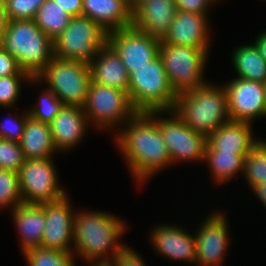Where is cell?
I'll use <instances>...</instances> for the list:
<instances>
[{"label": "cell", "mask_w": 266, "mask_h": 266, "mask_svg": "<svg viewBox=\"0 0 266 266\" xmlns=\"http://www.w3.org/2000/svg\"><path fill=\"white\" fill-rule=\"evenodd\" d=\"M107 34L89 17H72L65 30L53 40V56L90 64L107 43Z\"/></svg>", "instance_id": "9"}, {"label": "cell", "mask_w": 266, "mask_h": 266, "mask_svg": "<svg viewBox=\"0 0 266 266\" xmlns=\"http://www.w3.org/2000/svg\"><path fill=\"white\" fill-rule=\"evenodd\" d=\"M209 49L171 45L160 41L159 56L172 90L176 95L193 90L208 81L204 71Z\"/></svg>", "instance_id": "7"}, {"label": "cell", "mask_w": 266, "mask_h": 266, "mask_svg": "<svg viewBox=\"0 0 266 266\" xmlns=\"http://www.w3.org/2000/svg\"><path fill=\"white\" fill-rule=\"evenodd\" d=\"M33 78L29 74H16L0 77V108L12 109L20 100L22 82L29 83ZM19 98V99H18Z\"/></svg>", "instance_id": "32"}, {"label": "cell", "mask_w": 266, "mask_h": 266, "mask_svg": "<svg viewBox=\"0 0 266 266\" xmlns=\"http://www.w3.org/2000/svg\"><path fill=\"white\" fill-rule=\"evenodd\" d=\"M143 0H129L132 9H134Z\"/></svg>", "instance_id": "43"}, {"label": "cell", "mask_w": 266, "mask_h": 266, "mask_svg": "<svg viewBox=\"0 0 266 266\" xmlns=\"http://www.w3.org/2000/svg\"><path fill=\"white\" fill-rule=\"evenodd\" d=\"M5 5V0H0V7H4Z\"/></svg>", "instance_id": "44"}, {"label": "cell", "mask_w": 266, "mask_h": 266, "mask_svg": "<svg viewBox=\"0 0 266 266\" xmlns=\"http://www.w3.org/2000/svg\"><path fill=\"white\" fill-rule=\"evenodd\" d=\"M176 11L175 0H143L133 9L132 26L162 40L169 31Z\"/></svg>", "instance_id": "19"}, {"label": "cell", "mask_w": 266, "mask_h": 266, "mask_svg": "<svg viewBox=\"0 0 266 266\" xmlns=\"http://www.w3.org/2000/svg\"><path fill=\"white\" fill-rule=\"evenodd\" d=\"M89 125L96 131H118L137 111L133 108L128 93L123 90L91 81L87 101L83 107ZM118 127V128H117Z\"/></svg>", "instance_id": "8"}, {"label": "cell", "mask_w": 266, "mask_h": 266, "mask_svg": "<svg viewBox=\"0 0 266 266\" xmlns=\"http://www.w3.org/2000/svg\"><path fill=\"white\" fill-rule=\"evenodd\" d=\"M12 212V222L20 236L21 253L40 247L45 227L44 209L40 204L21 203Z\"/></svg>", "instance_id": "23"}, {"label": "cell", "mask_w": 266, "mask_h": 266, "mask_svg": "<svg viewBox=\"0 0 266 266\" xmlns=\"http://www.w3.org/2000/svg\"><path fill=\"white\" fill-rule=\"evenodd\" d=\"M160 41L133 26L107 34V43L119 55L129 75L159 55Z\"/></svg>", "instance_id": "13"}, {"label": "cell", "mask_w": 266, "mask_h": 266, "mask_svg": "<svg viewBox=\"0 0 266 266\" xmlns=\"http://www.w3.org/2000/svg\"><path fill=\"white\" fill-rule=\"evenodd\" d=\"M91 81L128 93L129 74L115 50L106 43L89 64Z\"/></svg>", "instance_id": "22"}, {"label": "cell", "mask_w": 266, "mask_h": 266, "mask_svg": "<svg viewBox=\"0 0 266 266\" xmlns=\"http://www.w3.org/2000/svg\"><path fill=\"white\" fill-rule=\"evenodd\" d=\"M16 74H28L22 70L18 61L0 46V77Z\"/></svg>", "instance_id": "38"}, {"label": "cell", "mask_w": 266, "mask_h": 266, "mask_svg": "<svg viewBox=\"0 0 266 266\" xmlns=\"http://www.w3.org/2000/svg\"><path fill=\"white\" fill-rule=\"evenodd\" d=\"M70 200L67 194L57 201L40 204L45 215L40 247L73 254L75 212Z\"/></svg>", "instance_id": "15"}, {"label": "cell", "mask_w": 266, "mask_h": 266, "mask_svg": "<svg viewBox=\"0 0 266 266\" xmlns=\"http://www.w3.org/2000/svg\"><path fill=\"white\" fill-rule=\"evenodd\" d=\"M173 110L188 127L206 137L230 121L228 98L223 84L216 86L207 82L177 95Z\"/></svg>", "instance_id": "3"}, {"label": "cell", "mask_w": 266, "mask_h": 266, "mask_svg": "<svg viewBox=\"0 0 266 266\" xmlns=\"http://www.w3.org/2000/svg\"><path fill=\"white\" fill-rule=\"evenodd\" d=\"M39 97L36 106L27 107L28 113L32 118L50 124L65 104L47 88L43 89Z\"/></svg>", "instance_id": "31"}, {"label": "cell", "mask_w": 266, "mask_h": 266, "mask_svg": "<svg viewBox=\"0 0 266 266\" xmlns=\"http://www.w3.org/2000/svg\"><path fill=\"white\" fill-rule=\"evenodd\" d=\"M49 125L52 140L58 153L69 152L76 148L80 142L84 141L85 134L91 127L88 126L89 122L84 109L71 105H64Z\"/></svg>", "instance_id": "18"}, {"label": "cell", "mask_w": 266, "mask_h": 266, "mask_svg": "<svg viewBox=\"0 0 266 266\" xmlns=\"http://www.w3.org/2000/svg\"><path fill=\"white\" fill-rule=\"evenodd\" d=\"M225 211L208 212L199 229L195 231L197 266H223L228 253L230 234ZM210 213V214H209ZM223 264V265H222Z\"/></svg>", "instance_id": "12"}, {"label": "cell", "mask_w": 266, "mask_h": 266, "mask_svg": "<svg viewBox=\"0 0 266 266\" xmlns=\"http://www.w3.org/2000/svg\"><path fill=\"white\" fill-rule=\"evenodd\" d=\"M7 16L5 14V9L4 7H0V39L1 36L3 35L6 25H7Z\"/></svg>", "instance_id": "42"}, {"label": "cell", "mask_w": 266, "mask_h": 266, "mask_svg": "<svg viewBox=\"0 0 266 266\" xmlns=\"http://www.w3.org/2000/svg\"><path fill=\"white\" fill-rule=\"evenodd\" d=\"M158 125L171 156L172 165L181 161H204L207 137L188 127L174 110L158 111Z\"/></svg>", "instance_id": "11"}, {"label": "cell", "mask_w": 266, "mask_h": 266, "mask_svg": "<svg viewBox=\"0 0 266 266\" xmlns=\"http://www.w3.org/2000/svg\"><path fill=\"white\" fill-rule=\"evenodd\" d=\"M25 160L18 142L0 138V169L18 173Z\"/></svg>", "instance_id": "33"}, {"label": "cell", "mask_w": 266, "mask_h": 266, "mask_svg": "<svg viewBox=\"0 0 266 266\" xmlns=\"http://www.w3.org/2000/svg\"><path fill=\"white\" fill-rule=\"evenodd\" d=\"M27 266H76L75 257L70 252L47 249L43 247L30 248L23 252Z\"/></svg>", "instance_id": "29"}, {"label": "cell", "mask_w": 266, "mask_h": 266, "mask_svg": "<svg viewBox=\"0 0 266 266\" xmlns=\"http://www.w3.org/2000/svg\"><path fill=\"white\" fill-rule=\"evenodd\" d=\"M86 210H75L73 255L86 265H106L125 244L120 238L128 229L127 221L105 211Z\"/></svg>", "instance_id": "2"}, {"label": "cell", "mask_w": 266, "mask_h": 266, "mask_svg": "<svg viewBox=\"0 0 266 266\" xmlns=\"http://www.w3.org/2000/svg\"><path fill=\"white\" fill-rule=\"evenodd\" d=\"M3 121H0V138L5 140H11L14 142H20L24 132L26 119L29 116L28 110L23 111L22 114H13Z\"/></svg>", "instance_id": "35"}, {"label": "cell", "mask_w": 266, "mask_h": 266, "mask_svg": "<svg viewBox=\"0 0 266 266\" xmlns=\"http://www.w3.org/2000/svg\"><path fill=\"white\" fill-rule=\"evenodd\" d=\"M23 203L20 189L18 173L0 169V210L9 208L13 210L16 206Z\"/></svg>", "instance_id": "30"}, {"label": "cell", "mask_w": 266, "mask_h": 266, "mask_svg": "<svg viewBox=\"0 0 266 266\" xmlns=\"http://www.w3.org/2000/svg\"><path fill=\"white\" fill-rule=\"evenodd\" d=\"M253 42L260 55L266 60V30L257 35Z\"/></svg>", "instance_id": "40"}, {"label": "cell", "mask_w": 266, "mask_h": 266, "mask_svg": "<svg viewBox=\"0 0 266 266\" xmlns=\"http://www.w3.org/2000/svg\"><path fill=\"white\" fill-rule=\"evenodd\" d=\"M19 144L25 159H49L53 158L55 153L58 154L52 140L50 125L30 115L26 119Z\"/></svg>", "instance_id": "24"}, {"label": "cell", "mask_w": 266, "mask_h": 266, "mask_svg": "<svg viewBox=\"0 0 266 266\" xmlns=\"http://www.w3.org/2000/svg\"><path fill=\"white\" fill-rule=\"evenodd\" d=\"M155 227V228H154ZM148 236L151 246L157 254L168 260L196 263L195 234L176 224H159L153 226Z\"/></svg>", "instance_id": "16"}, {"label": "cell", "mask_w": 266, "mask_h": 266, "mask_svg": "<svg viewBox=\"0 0 266 266\" xmlns=\"http://www.w3.org/2000/svg\"><path fill=\"white\" fill-rule=\"evenodd\" d=\"M46 0H5V14L7 20L34 19L38 8Z\"/></svg>", "instance_id": "34"}, {"label": "cell", "mask_w": 266, "mask_h": 266, "mask_svg": "<svg viewBox=\"0 0 266 266\" xmlns=\"http://www.w3.org/2000/svg\"><path fill=\"white\" fill-rule=\"evenodd\" d=\"M253 124L228 121L219 126L207 137L206 151H221L248 155L253 146L260 140L255 137Z\"/></svg>", "instance_id": "20"}, {"label": "cell", "mask_w": 266, "mask_h": 266, "mask_svg": "<svg viewBox=\"0 0 266 266\" xmlns=\"http://www.w3.org/2000/svg\"><path fill=\"white\" fill-rule=\"evenodd\" d=\"M253 194L258 198L263 206L266 208V182L262 184L255 185L252 188Z\"/></svg>", "instance_id": "41"}, {"label": "cell", "mask_w": 266, "mask_h": 266, "mask_svg": "<svg viewBox=\"0 0 266 266\" xmlns=\"http://www.w3.org/2000/svg\"><path fill=\"white\" fill-rule=\"evenodd\" d=\"M264 87H265V91H266V80H265V82H264Z\"/></svg>", "instance_id": "46"}, {"label": "cell", "mask_w": 266, "mask_h": 266, "mask_svg": "<svg viewBox=\"0 0 266 266\" xmlns=\"http://www.w3.org/2000/svg\"><path fill=\"white\" fill-rule=\"evenodd\" d=\"M248 186L252 189L255 185L266 182V140H260L253 146L245 157L243 173Z\"/></svg>", "instance_id": "28"}, {"label": "cell", "mask_w": 266, "mask_h": 266, "mask_svg": "<svg viewBox=\"0 0 266 266\" xmlns=\"http://www.w3.org/2000/svg\"><path fill=\"white\" fill-rule=\"evenodd\" d=\"M23 71L35 78L53 58V41L30 20H8L0 39Z\"/></svg>", "instance_id": "4"}, {"label": "cell", "mask_w": 266, "mask_h": 266, "mask_svg": "<svg viewBox=\"0 0 266 266\" xmlns=\"http://www.w3.org/2000/svg\"><path fill=\"white\" fill-rule=\"evenodd\" d=\"M53 158L26 159L18 171L23 203L41 204L62 199L68 193L62 189Z\"/></svg>", "instance_id": "10"}, {"label": "cell", "mask_w": 266, "mask_h": 266, "mask_svg": "<svg viewBox=\"0 0 266 266\" xmlns=\"http://www.w3.org/2000/svg\"><path fill=\"white\" fill-rule=\"evenodd\" d=\"M246 156L221 151H205L203 162L210 168L214 183L221 185L233 179L238 173H243Z\"/></svg>", "instance_id": "26"}, {"label": "cell", "mask_w": 266, "mask_h": 266, "mask_svg": "<svg viewBox=\"0 0 266 266\" xmlns=\"http://www.w3.org/2000/svg\"><path fill=\"white\" fill-rule=\"evenodd\" d=\"M176 8L180 11L208 15V11L218 0H175Z\"/></svg>", "instance_id": "37"}, {"label": "cell", "mask_w": 266, "mask_h": 266, "mask_svg": "<svg viewBox=\"0 0 266 266\" xmlns=\"http://www.w3.org/2000/svg\"><path fill=\"white\" fill-rule=\"evenodd\" d=\"M72 16L57 2L46 0L34 17L36 25L53 41L69 25Z\"/></svg>", "instance_id": "27"}, {"label": "cell", "mask_w": 266, "mask_h": 266, "mask_svg": "<svg viewBox=\"0 0 266 266\" xmlns=\"http://www.w3.org/2000/svg\"><path fill=\"white\" fill-rule=\"evenodd\" d=\"M116 133V147L138 185L172 166L158 125V111L137 112Z\"/></svg>", "instance_id": "1"}, {"label": "cell", "mask_w": 266, "mask_h": 266, "mask_svg": "<svg viewBox=\"0 0 266 266\" xmlns=\"http://www.w3.org/2000/svg\"><path fill=\"white\" fill-rule=\"evenodd\" d=\"M42 83L46 84V88L54 92L65 105L83 108L91 84L89 64L53 56L46 67L28 85Z\"/></svg>", "instance_id": "6"}, {"label": "cell", "mask_w": 266, "mask_h": 266, "mask_svg": "<svg viewBox=\"0 0 266 266\" xmlns=\"http://www.w3.org/2000/svg\"><path fill=\"white\" fill-rule=\"evenodd\" d=\"M88 266H106V265H88Z\"/></svg>", "instance_id": "45"}, {"label": "cell", "mask_w": 266, "mask_h": 266, "mask_svg": "<svg viewBox=\"0 0 266 266\" xmlns=\"http://www.w3.org/2000/svg\"><path fill=\"white\" fill-rule=\"evenodd\" d=\"M124 244L106 266H147L142 255Z\"/></svg>", "instance_id": "36"}, {"label": "cell", "mask_w": 266, "mask_h": 266, "mask_svg": "<svg viewBox=\"0 0 266 266\" xmlns=\"http://www.w3.org/2000/svg\"><path fill=\"white\" fill-rule=\"evenodd\" d=\"M59 3L72 17L81 16L83 0H52Z\"/></svg>", "instance_id": "39"}, {"label": "cell", "mask_w": 266, "mask_h": 266, "mask_svg": "<svg viewBox=\"0 0 266 266\" xmlns=\"http://www.w3.org/2000/svg\"><path fill=\"white\" fill-rule=\"evenodd\" d=\"M231 61L237 78L264 83L266 80V60L260 55L253 42L234 48Z\"/></svg>", "instance_id": "25"}, {"label": "cell", "mask_w": 266, "mask_h": 266, "mask_svg": "<svg viewBox=\"0 0 266 266\" xmlns=\"http://www.w3.org/2000/svg\"><path fill=\"white\" fill-rule=\"evenodd\" d=\"M209 22V23H208ZM209 15L177 10L169 31L162 41L171 45L209 49L211 27Z\"/></svg>", "instance_id": "17"}, {"label": "cell", "mask_w": 266, "mask_h": 266, "mask_svg": "<svg viewBox=\"0 0 266 266\" xmlns=\"http://www.w3.org/2000/svg\"><path fill=\"white\" fill-rule=\"evenodd\" d=\"M82 15L107 32L132 26L133 9L129 0H83Z\"/></svg>", "instance_id": "21"}, {"label": "cell", "mask_w": 266, "mask_h": 266, "mask_svg": "<svg viewBox=\"0 0 266 266\" xmlns=\"http://www.w3.org/2000/svg\"><path fill=\"white\" fill-rule=\"evenodd\" d=\"M128 96L137 112L174 109L177 95L170 86L159 55L129 75Z\"/></svg>", "instance_id": "5"}, {"label": "cell", "mask_w": 266, "mask_h": 266, "mask_svg": "<svg viewBox=\"0 0 266 266\" xmlns=\"http://www.w3.org/2000/svg\"><path fill=\"white\" fill-rule=\"evenodd\" d=\"M231 121L254 123L266 116L264 83L233 78L225 83Z\"/></svg>", "instance_id": "14"}]
</instances>
